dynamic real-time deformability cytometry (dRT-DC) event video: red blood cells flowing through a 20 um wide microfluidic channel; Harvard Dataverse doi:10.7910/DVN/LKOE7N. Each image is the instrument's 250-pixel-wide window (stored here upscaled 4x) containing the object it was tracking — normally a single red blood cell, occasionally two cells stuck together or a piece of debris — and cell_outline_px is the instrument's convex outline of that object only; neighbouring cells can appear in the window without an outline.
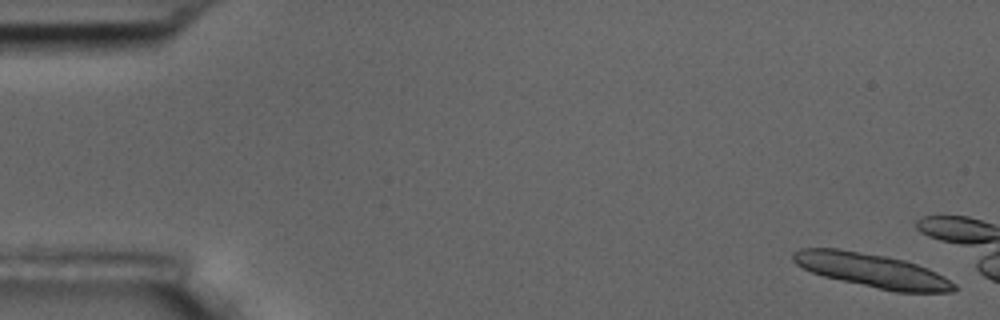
{"species": "common noctule bat (a hibernating species)", "species_latin": "Nyctalus noctula", "temperature_condition": "room temperature", "stored_images_in_passage": 6, "camera_frame_rate_fps": 3000, "um_per_image_px": 0.085, "animal": {"sex": "male", "body_mass_g": 17.5, "forearm_length_mm": 52.3}, "frame": {"image": 1, "passage_image": 1, "time_ms": 0.0, "image_size_px": [1000, 320], "cell_outline_px": [[960, 288], [956, 292], [896, 292], [824, 276], [812, 272], [796, 264], [792, 260], [792, 252], [800, 248], [836, 248], [884, 256], [904, 260], [928, 268], [944, 276], [956, 284]], "centroid_in_image_um": [74.17, 22.99], "position_along_channel_um": 10.8, "area_um2": 31.62}}